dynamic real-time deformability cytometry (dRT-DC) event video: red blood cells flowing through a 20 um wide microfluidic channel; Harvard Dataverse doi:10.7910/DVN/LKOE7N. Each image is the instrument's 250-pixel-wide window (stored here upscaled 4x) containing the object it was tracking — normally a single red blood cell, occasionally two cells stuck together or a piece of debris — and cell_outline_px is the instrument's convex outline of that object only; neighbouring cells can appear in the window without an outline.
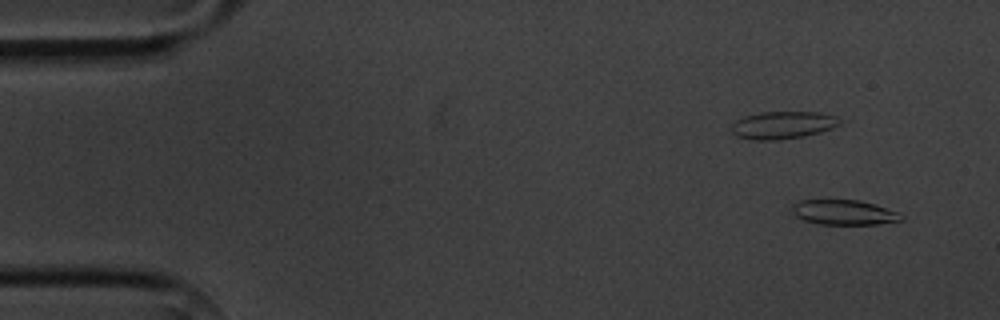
{"species": "common noctule bat (a hibernating species)", "species_latin": "Nyctalus noctula", "temperature_condition": "cold", "stored_images_in_passage": 6, "camera_frame_rate_fps": 3000, "um_per_image_px": 0.085, "animal": {"sex": "male", "body_mass_g": 20.1, "forearm_length_mm": 53.5}, "frame": {"image": 1, "passage_image": 2, "time_ms": 1.333, "image_size_px": [1000, 320], "cell_outline_px": [[904, 220], [880, 224], [816, 224], [804, 220], [796, 216], [792, 212], [792, 204], [800, 200], [860, 200], [896, 212], [904, 216]], "centroid_in_image_um": [71.71, 18.06], "position_along_channel_um": 13.3, "area_um2": 15.78}}